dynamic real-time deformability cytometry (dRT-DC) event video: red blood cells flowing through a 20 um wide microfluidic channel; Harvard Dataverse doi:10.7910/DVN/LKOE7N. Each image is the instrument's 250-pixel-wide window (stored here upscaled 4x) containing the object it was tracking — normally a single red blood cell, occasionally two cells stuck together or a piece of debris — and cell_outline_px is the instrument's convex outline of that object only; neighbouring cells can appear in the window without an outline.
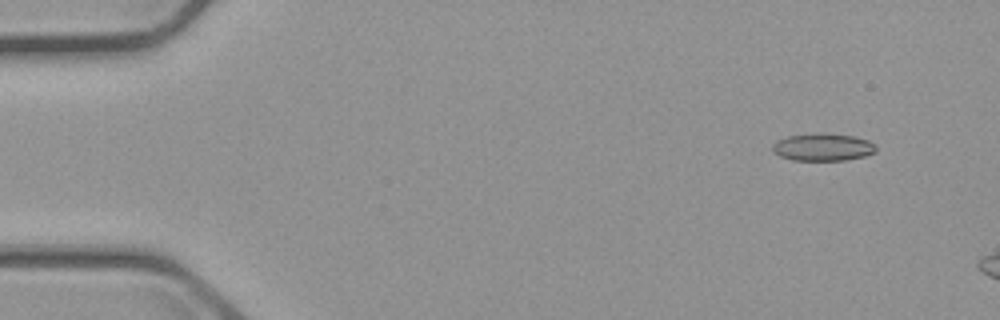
{"species": "common noctule bat (a hibernating species)", "species_latin": "Nyctalus noctula", "temperature_condition": "cold", "stored_images_in_passage": 3, "camera_frame_rate_fps": 3000, "um_per_image_px": 0.085, "animal": {"sex": "male", "body_mass_g": 23.1, "forearm_length_mm": 52.7}, "frame": {"image": 1, "passage_image": 1, "time_ms": 0.0, "image_size_px": [1000, 320], "cell_outline_px": [[876, 152], [864, 156], [844, 160], [792, 160], [780, 156], [772, 152], [772, 144], [776, 140], [788, 136], [856, 136], [868, 140], [876, 144]], "centroid_in_image_um": [69.95, 12.56], "position_along_channel_um": 15.1, "area_um2": 15.84}}